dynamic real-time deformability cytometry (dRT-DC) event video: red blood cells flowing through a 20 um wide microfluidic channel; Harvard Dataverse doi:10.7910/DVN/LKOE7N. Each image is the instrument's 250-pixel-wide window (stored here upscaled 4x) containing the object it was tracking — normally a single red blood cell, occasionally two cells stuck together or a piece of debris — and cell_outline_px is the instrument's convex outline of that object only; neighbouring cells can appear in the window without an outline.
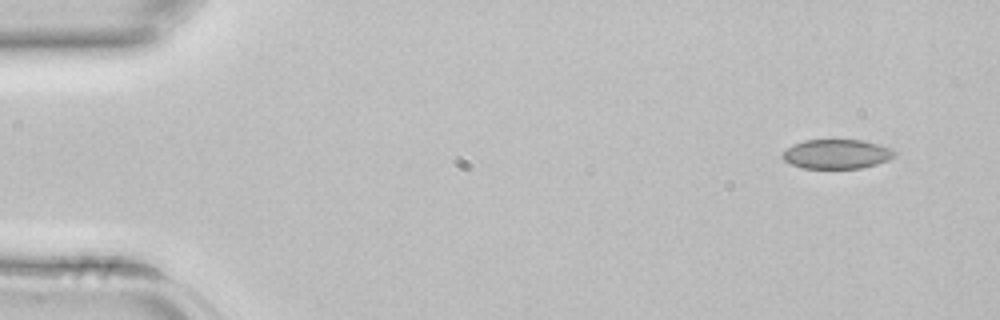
{"species": "common noctule bat (a hibernating species)", "species_latin": "Nyctalus noctula", "temperature_condition": "room temperature", "stored_images_in_passage": 4, "camera_frame_rate_fps": 3000, "um_per_image_px": 0.085, "animal": {"sex": "female", "body_mass_g": 22.7, "forearm_length_mm": 54.2}, "frame": {"image": 1, "passage_image": 1, "time_ms": 0.0, "image_size_px": [1000, 320], "cell_outline_px": [[896, 156], [888, 160], [876, 164], [860, 168], [804, 168], [792, 164], [784, 160], [780, 156], [792, 144], [804, 140], [864, 140], [880, 144], [892, 148], [896, 152]], "centroid_in_image_um": [71.15, 13.08], "position_along_channel_um": 13.8, "area_um2": 19.25}}
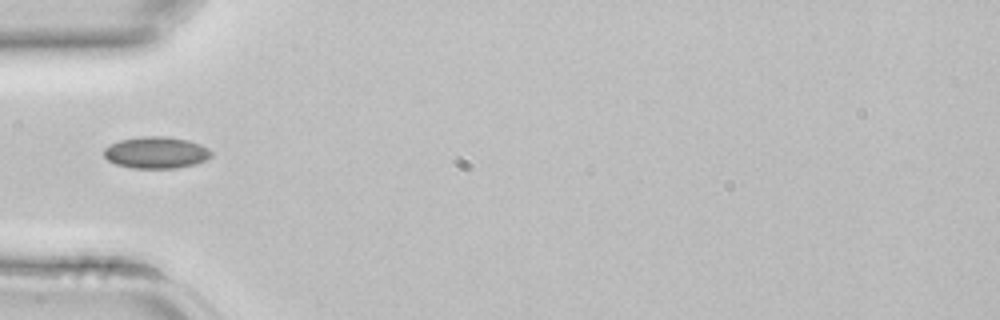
{"frame": {"image": 2, "passage_image": 4, "time_ms": 1.0, "image_size_px": [1000, 320], "cell_outline_px": [[212, 156], [204, 160], [192, 164], [176, 168], [132, 168], [116, 164], [108, 160], [104, 156], [104, 148], [108, 144], [120, 140], [140, 136], [160, 136], [188, 140], [200, 144], [208, 148], [212, 152]], "centroid_in_image_um": [13.24, 12.96], "position_along_channel_um": 71.8, "area_um2": 19.77}}